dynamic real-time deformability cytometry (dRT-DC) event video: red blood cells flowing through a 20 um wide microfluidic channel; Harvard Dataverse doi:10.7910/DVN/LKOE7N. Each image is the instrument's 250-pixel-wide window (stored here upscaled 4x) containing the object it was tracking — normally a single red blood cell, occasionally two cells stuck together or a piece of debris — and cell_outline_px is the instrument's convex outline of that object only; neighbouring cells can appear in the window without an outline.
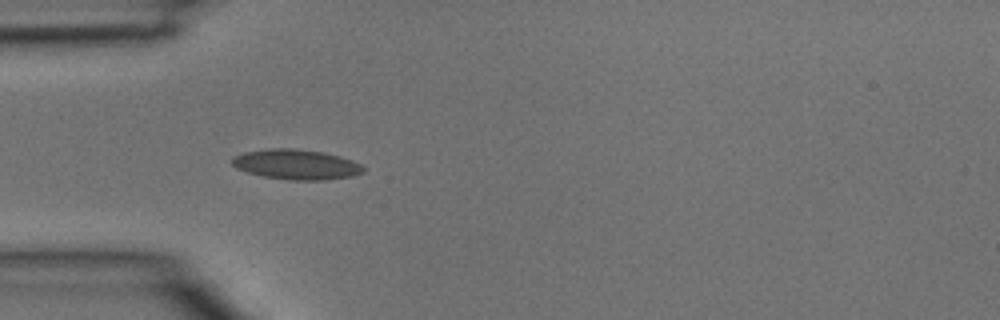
{"species": "common noctule bat (a hibernating species)", "species_latin": "Nyctalus noctula", "temperature_condition": "room temperature", "stored_images_in_passage": 4, "camera_frame_rate_fps": 3000, "um_per_image_px": 0.085, "animal": {"sex": "male", "body_mass_g": 15.6}, "frame": {"image": 1, "passage_image": 3, "time_ms": 0.667, "image_size_px": [1000, 320], "cell_outline_px": [[364, 172], [352, 176], [324, 180], [288, 180], [264, 176], [248, 172], [236, 168], [232, 164], [232, 156], [244, 152], [272, 148], [292, 148], [324, 152], [340, 156], [352, 160], [360, 164], [364, 168]], "centroid_in_image_um": [25.18, 13.97], "position_along_channel_um": 59.8, "area_um2": 23.0}}